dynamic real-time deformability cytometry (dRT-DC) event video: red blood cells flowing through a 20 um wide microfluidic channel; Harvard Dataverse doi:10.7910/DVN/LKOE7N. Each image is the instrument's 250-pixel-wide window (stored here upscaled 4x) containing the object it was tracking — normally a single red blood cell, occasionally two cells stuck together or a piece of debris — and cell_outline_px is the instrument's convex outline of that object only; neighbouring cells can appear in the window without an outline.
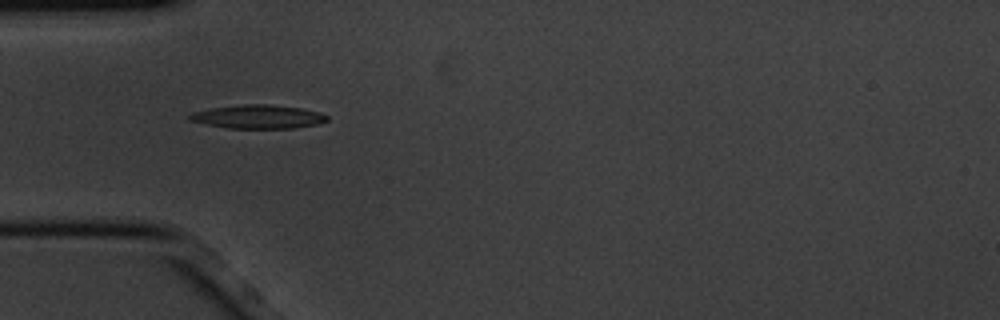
{"species": "common noctule bat (a hibernating species)", "species_latin": "Nyctalus noctula", "temperature_condition": "cold", "stored_images_in_passage": 5, "camera_frame_rate_fps": 3000, "um_per_image_px": 0.085, "animal": {"sex": "male", "body_mass_g": 20.1, "forearm_length_mm": 53.5}, "frame": {"image": 1, "passage_image": 4, "time_ms": 1.0, "image_size_px": [1000, 320], "cell_outline_px": [[328, 120], [316, 124], [296, 128], [228, 128], [188, 120], [188, 116], [192, 112], [212, 108], [244, 104], [268, 104], [300, 108], [320, 112], [328, 116]], "centroid_in_image_um": [21.95, 9.92], "position_along_channel_um": 63.1, "area_um2": 18.79}}
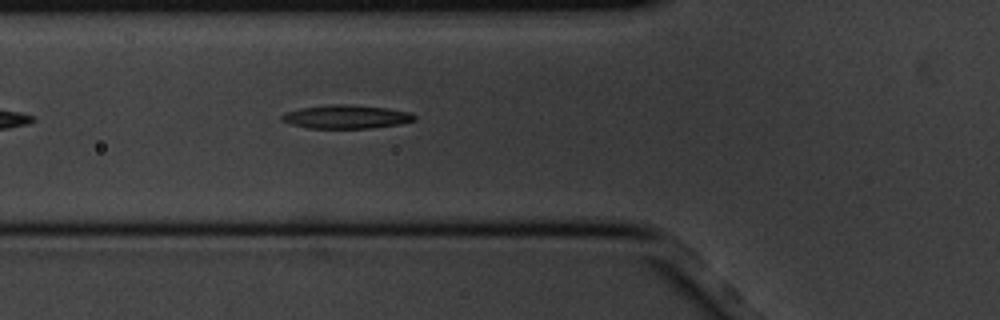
{"frame": {"image": 2, "passage_image": 5, "time_ms": 1.333, "image_size_px": [1000, 320], "cell_outline_px": [[416, 120], [400, 124], [372, 128], [308, 128], [292, 124], [280, 120], [280, 116], [284, 112], [300, 108], [328, 104], [348, 104], [388, 108], [412, 112], [416, 116]], "centroid_in_image_um": [29.44, 9.92], "position_along_channel_um": 96.4, "area_um2": 18.44}}